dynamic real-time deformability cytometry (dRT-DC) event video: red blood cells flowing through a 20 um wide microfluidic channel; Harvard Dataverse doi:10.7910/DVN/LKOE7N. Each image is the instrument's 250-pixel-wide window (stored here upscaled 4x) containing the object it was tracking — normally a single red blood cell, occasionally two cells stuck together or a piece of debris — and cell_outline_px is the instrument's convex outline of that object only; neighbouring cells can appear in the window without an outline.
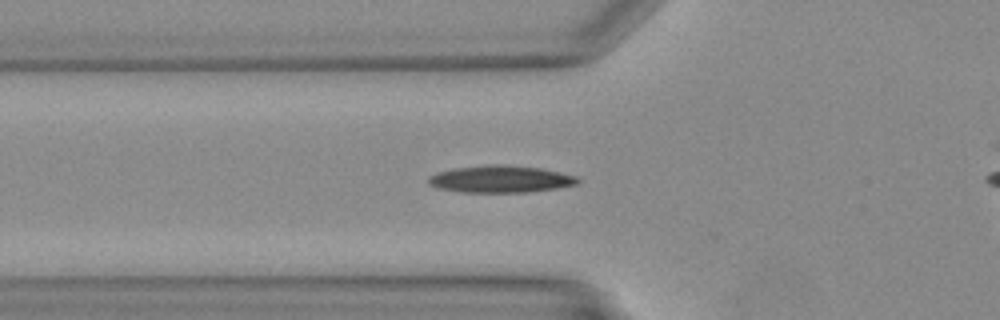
{"species": "Egyptian fruit bat (a non-hibernating species)", "species_latin": "Rousettus aegyptiacus", "temperature_condition": "warm", "stored_images_in_passage": 30, "camera_frame_rate_fps": 3000, "um_per_image_px": 0.085, "animal": {"sex": "female"}, "frame": {"image": 1, "passage_image": 8, "time_ms": 2.333, "image_size_px": [1000, 320], "cell_outline_px": [[580, 180], [576, 184], [556, 188], [528, 192], [460, 192], [436, 188], [428, 184], [428, 176], [452, 168], [488, 164], [508, 164], [540, 168], [576, 176]], "centroid_in_image_um": [42.5, 15.21], "position_along_channel_um": 83.3, "area_um2": 23.64}}
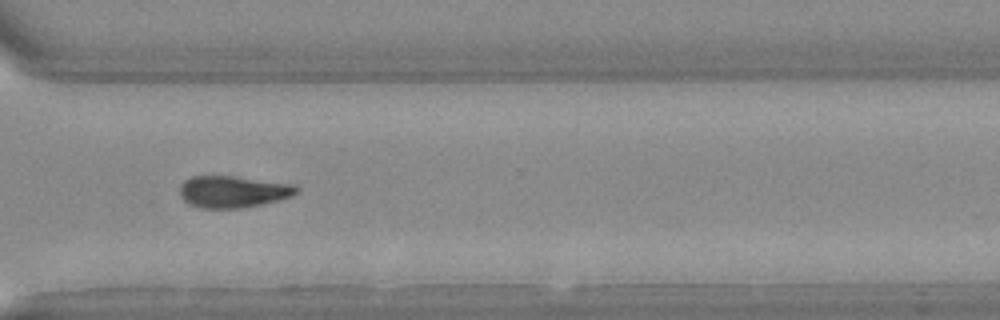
{"frame": {"image": 2, "passage_image": 23, "time_ms": 7.333, "image_size_px": [1000, 320], "cell_outline_px": [[296, 192], [292, 196], [280, 200], [240, 208], [200, 208], [188, 204], [180, 196], [180, 184], [184, 180], [192, 176], [236, 176], [296, 184]], "centroid_in_image_um": [19.78, 16.28], "position_along_channel_um": 350.8, "area_um2": 21.73}}
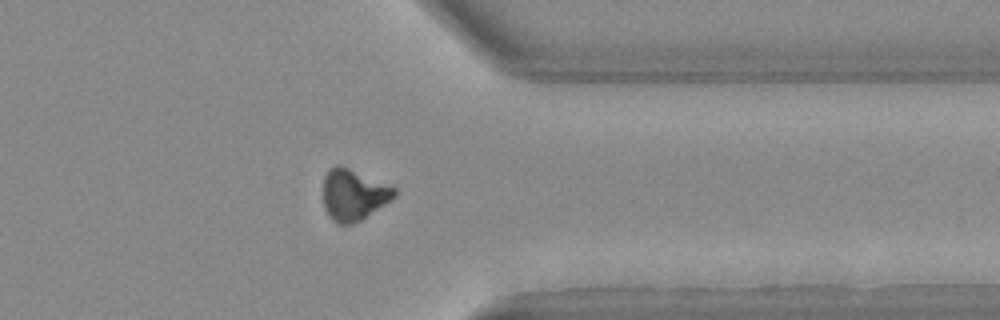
{"frame": {"image": 3, "passage_image": 25, "time_ms": 8.0, "image_size_px": [1000, 320], "cell_outline_px": [[396, 196], [360, 220], [352, 224], [340, 224], [332, 220], [328, 216], [324, 208], [324, 176], [328, 168], [336, 164], [340, 164], [396, 188]], "centroid_in_image_um": [30.01, 16.54], "position_along_channel_um": 381.4, "area_um2": 21.1}}